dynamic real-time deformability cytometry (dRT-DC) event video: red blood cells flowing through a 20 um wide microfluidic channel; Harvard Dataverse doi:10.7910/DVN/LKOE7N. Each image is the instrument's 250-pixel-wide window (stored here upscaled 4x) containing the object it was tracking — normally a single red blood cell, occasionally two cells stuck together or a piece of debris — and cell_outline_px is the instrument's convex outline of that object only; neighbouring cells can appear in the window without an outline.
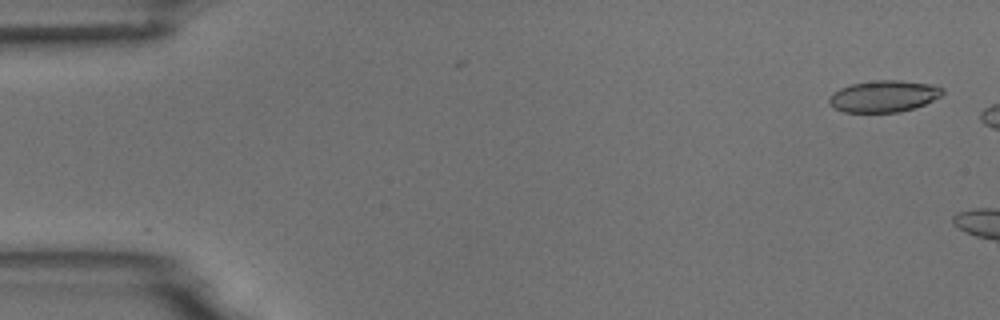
{"species": "common noctule bat (a hibernating species)", "species_latin": "Nyctalus noctula", "temperature_condition": "room temperature", "stored_images_in_passage": 2, "camera_frame_rate_fps": 3000, "um_per_image_px": 0.085, "animal": {"sex": "male", "body_mass_g": 18.8}, "frame": {"image": 1, "passage_image": 2, "time_ms": 1.333, "image_size_px": [1000, 320], "cell_outline_px": [[944, 92], [940, 96], [924, 104], [900, 112], [844, 112], [828, 104], [828, 96], [832, 92], [840, 88], [852, 84], [876, 80], [900, 80], [936, 84], [944, 88]], "centroid_in_image_um": [75.12, 8.16], "position_along_channel_um": 9.9, "area_um2": 21.04}}